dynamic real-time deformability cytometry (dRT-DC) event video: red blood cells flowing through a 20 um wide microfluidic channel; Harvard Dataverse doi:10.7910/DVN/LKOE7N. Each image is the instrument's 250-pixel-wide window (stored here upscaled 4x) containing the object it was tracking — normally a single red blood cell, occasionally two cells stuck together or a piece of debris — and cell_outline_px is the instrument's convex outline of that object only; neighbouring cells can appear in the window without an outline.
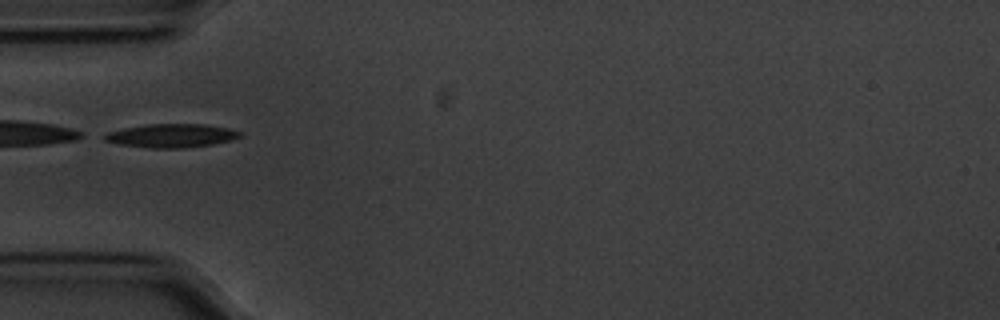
{"species": "common noctule bat (a hibernating species)", "species_latin": "Nyctalus noctula", "temperature_condition": "cold", "stored_images_in_passage": 33, "camera_frame_rate_fps": 3000, "um_per_image_px": 0.085, "animal": {"sex": "male", "body_mass_g": 20.1, "forearm_length_mm": 53.5}, "frame": {"image": 1, "passage_image": 1, "time_ms": 0.0, "image_size_px": [1000, 320], "cell_outline_px": [[240, 136], [228, 140], [212, 144], [184, 148], [148, 148], [120, 144], [104, 140], [100, 136], [108, 132], [124, 128], [144, 124], [208, 124], [228, 128], [240, 132]], "centroid_in_image_um": [14.5, 11.52], "position_along_channel_um": 70.5, "area_um2": 18.55}, "authors_computed_cell_mechanics": {"area_um2": 18.0914, "velocity_mm_per_s": 3.5457, "shape_relaxation_time_tau1_ms": 2.3434, "shape_relaxation_time_tau2_ms": null, "deformation_change_tau1": 0.1073, "deformation_change_tau2": null}}